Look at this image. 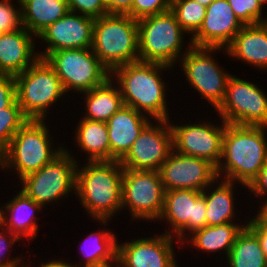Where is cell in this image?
<instances>
[{"instance_id": "32", "label": "cell", "mask_w": 267, "mask_h": 267, "mask_svg": "<svg viewBox=\"0 0 267 267\" xmlns=\"http://www.w3.org/2000/svg\"><path fill=\"white\" fill-rule=\"evenodd\" d=\"M28 120L17 100L10 107L0 110V154L9 146L14 134Z\"/></svg>"}, {"instance_id": "9", "label": "cell", "mask_w": 267, "mask_h": 267, "mask_svg": "<svg viewBox=\"0 0 267 267\" xmlns=\"http://www.w3.org/2000/svg\"><path fill=\"white\" fill-rule=\"evenodd\" d=\"M77 161L67 149L51 163L21 179L22 192L42 207L68 195L76 185Z\"/></svg>"}, {"instance_id": "39", "label": "cell", "mask_w": 267, "mask_h": 267, "mask_svg": "<svg viewBox=\"0 0 267 267\" xmlns=\"http://www.w3.org/2000/svg\"><path fill=\"white\" fill-rule=\"evenodd\" d=\"M246 226L257 236L261 248L267 257V217L259 212L256 216L246 223Z\"/></svg>"}, {"instance_id": "6", "label": "cell", "mask_w": 267, "mask_h": 267, "mask_svg": "<svg viewBox=\"0 0 267 267\" xmlns=\"http://www.w3.org/2000/svg\"><path fill=\"white\" fill-rule=\"evenodd\" d=\"M139 60L165 64L170 67L180 57L185 31L175 14L166 12L137 20Z\"/></svg>"}, {"instance_id": "7", "label": "cell", "mask_w": 267, "mask_h": 267, "mask_svg": "<svg viewBox=\"0 0 267 267\" xmlns=\"http://www.w3.org/2000/svg\"><path fill=\"white\" fill-rule=\"evenodd\" d=\"M14 78L17 102L28 119L45 120L47 108L66 94L59 77L45 59L39 58Z\"/></svg>"}, {"instance_id": "47", "label": "cell", "mask_w": 267, "mask_h": 267, "mask_svg": "<svg viewBox=\"0 0 267 267\" xmlns=\"http://www.w3.org/2000/svg\"><path fill=\"white\" fill-rule=\"evenodd\" d=\"M100 267H111V264H107V265L100 266Z\"/></svg>"}, {"instance_id": "38", "label": "cell", "mask_w": 267, "mask_h": 267, "mask_svg": "<svg viewBox=\"0 0 267 267\" xmlns=\"http://www.w3.org/2000/svg\"><path fill=\"white\" fill-rule=\"evenodd\" d=\"M1 230L2 229L0 228V267H20V265L22 267H25L20 262L22 257H20V258L17 257L15 259L11 258L10 260L9 259L3 260L4 257L6 258L5 252H7V250L9 251V248H12V245H14L16 243V241L20 240V237L14 233H9V231H8L7 233L10 235V238H9V240H7L8 238H6V234L3 235V232Z\"/></svg>"}, {"instance_id": "19", "label": "cell", "mask_w": 267, "mask_h": 267, "mask_svg": "<svg viewBox=\"0 0 267 267\" xmlns=\"http://www.w3.org/2000/svg\"><path fill=\"white\" fill-rule=\"evenodd\" d=\"M243 26L227 0H214L207 6L202 26L190 43L196 47L225 49Z\"/></svg>"}, {"instance_id": "1", "label": "cell", "mask_w": 267, "mask_h": 267, "mask_svg": "<svg viewBox=\"0 0 267 267\" xmlns=\"http://www.w3.org/2000/svg\"><path fill=\"white\" fill-rule=\"evenodd\" d=\"M265 128L267 127L226 123L221 160L217 166L219 179L225 171L224 180L238 181L243 187L251 183L267 162Z\"/></svg>"}, {"instance_id": "45", "label": "cell", "mask_w": 267, "mask_h": 267, "mask_svg": "<svg viewBox=\"0 0 267 267\" xmlns=\"http://www.w3.org/2000/svg\"><path fill=\"white\" fill-rule=\"evenodd\" d=\"M262 213L267 217V207L262 211Z\"/></svg>"}, {"instance_id": "28", "label": "cell", "mask_w": 267, "mask_h": 267, "mask_svg": "<svg viewBox=\"0 0 267 267\" xmlns=\"http://www.w3.org/2000/svg\"><path fill=\"white\" fill-rule=\"evenodd\" d=\"M230 267H267V257L257 236L245 226L226 256Z\"/></svg>"}, {"instance_id": "5", "label": "cell", "mask_w": 267, "mask_h": 267, "mask_svg": "<svg viewBox=\"0 0 267 267\" xmlns=\"http://www.w3.org/2000/svg\"><path fill=\"white\" fill-rule=\"evenodd\" d=\"M45 124L44 120L29 119L0 154V166L15 169L22 179L59 156L65 148L59 146L57 150H53Z\"/></svg>"}, {"instance_id": "21", "label": "cell", "mask_w": 267, "mask_h": 267, "mask_svg": "<svg viewBox=\"0 0 267 267\" xmlns=\"http://www.w3.org/2000/svg\"><path fill=\"white\" fill-rule=\"evenodd\" d=\"M149 122L148 115L145 113L123 105L106 122L110 142V160L120 161Z\"/></svg>"}, {"instance_id": "22", "label": "cell", "mask_w": 267, "mask_h": 267, "mask_svg": "<svg viewBox=\"0 0 267 267\" xmlns=\"http://www.w3.org/2000/svg\"><path fill=\"white\" fill-rule=\"evenodd\" d=\"M225 49L229 56L267 70L266 25H244Z\"/></svg>"}, {"instance_id": "40", "label": "cell", "mask_w": 267, "mask_h": 267, "mask_svg": "<svg viewBox=\"0 0 267 267\" xmlns=\"http://www.w3.org/2000/svg\"><path fill=\"white\" fill-rule=\"evenodd\" d=\"M250 192L254 193L256 196H264L267 195V162L265 165L259 170L257 176L251 181V183L247 186ZM266 201V202H265ZM264 201V205H262L259 212H262L267 207V199Z\"/></svg>"}, {"instance_id": "33", "label": "cell", "mask_w": 267, "mask_h": 267, "mask_svg": "<svg viewBox=\"0 0 267 267\" xmlns=\"http://www.w3.org/2000/svg\"><path fill=\"white\" fill-rule=\"evenodd\" d=\"M235 16L243 25L264 23L262 3L259 0H227Z\"/></svg>"}, {"instance_id": "24", "label": "cell", "mask_w": 267, "mask_h": 267, "mask_svg": "<svg viewBox=\"0 0 267 267\" xmlns=\"http://www.w3.org/2000/svg\"><path fill=\"white\" fill-rule=\"evenodd\" d=\"M22 24L36 37L68 11L66 0H21Z\"/></svg>"}, {"instance_id": "30", "label": "cell", "mask_w": 267, "mask_h": 267, "mask_svg": "<svg viewBox=\"0 0 267 267\" xmlns=\"http://www.w3.org/2000/svg\"><path fill=\"white\" fill-rule=\"evenodd\" d=\"M87 238V240L94 239L91 241L93 242L91 248L90 245L89 248L86 245L81 250L86 258L83 267H100L112 262L117 263L118 241L112 232L101 230L98 233L89 234Z\"/></svg>"}, {"instance_id": "17", "label": "cell", "mask_w": 267, "mask_h": 267, "mask_svg": "<svg viewBox=\"0 0 267 267\" xmlns=\"http://www.w3.org/2000/svg\"><path fill=\"white\" fill-rule=\"evenodd\" d=\"M94 21V18L68 11L38 35L48 43L46 51L39 53V57L45 59L58 50L91 48Z\"/></svg>"}, {"instance_id": "34", "label": "cell", "mask_w": 267, "mask_h": 267, "mask_svg": "<svg viewBox=\"0 0 267 267\" xmlns=\"http://www.w3.org/2000/svg\"><path fill=\"white\" fill-rule=\"evenodd\" d=\"M171 3L172 0H133L131 10L127 14L138 20L170 10Z\"/></svg>"}, {"instance_id": "48", "label": "cell", "mask_w": 267, "mask_h": 267, "mask_svg": "<svg viewBox=\"0 0 267 267\" xmlns=\"http://www.w3.org/2000/svg\"><path fill=\"white\" fill-rule=\"evenodd\" d=\"M264 24H265L266 27H267V17H266V19L264 20Z\"/></svg>"}, {"instance_id": "3", "label": "cell", "mask_w": 267, "mask_h": 267, "mask_svg": "<svg viewBox=\"0 0 267 267\" xmlns=\"http://www.w3.org/2000/svg\"><path fill=\"white\" fill-rule=\"evenodd\" d=\"M167 68L170 66L140 60L115 68L111 75L116 77L124 105L145 112L155 120H169L165 82L160 78V70Z\"/></svg>"}, {"instance_id": "37", "label": "cell", "mask_w": 267, "mask_h": 267, "mask_svg": "<svg viewBox=\"0 0 267 267\" xmlns=\"http://www.w3.org/2000/svg\"><path fill=\"white\" fill-rule=\"evenodd\" d=\"M16 98V82L13 76L0 75V110L10 107Z\"/></svg>"}, {"instance_id": "26", "label": "cell", "mask_w": 267, "mask_h": 267, "mask_svg": "<svg viewBox=\"0 0 267 267\" xmlns=\"http://www.w3.org/2000/svg\"><path fill=\"white\" fill-rule=\"evenodd\" d=\"M75 141L88 153V161H109L110 142L106 122L81 119L76 126Z\"/></svg>"}, {"instance_id": "41", "label": "cell", "mask_w": 267, "mask_h": 267, "mask_svg": "<svg viewBox=\"0 0 267 267\" xmlns=\"http://www.w3.org/2000/svg\"><path fill=\"white\" fill-rule=\"evenodd\" d=\"M108 14H127L133 0H104Z\"/></svg>"}, {"instance_id": "2", "label": "cell", "mask_w": 267, "mask_h": 267, "mask_svg": "<svg viewBox=\"0 0 267 267\" xmlns=\"http://www.w3.org/2000/svg\"><path fill=\"white\" fill-rule=\"evenodd\" d=\"M76 168L75 194L94 219L106 224L116 211L122 210V177L120 161H88Z\"/></svg>"}, {"instance_id": "25", "label": "cell", "mask_w": 267, "mask_h": 267, "mask_svg": "<svg viewBox=\"0 0 267 267\" xmlns=\"http://www.w3.org/2000/svg\"><path fill=\"white\" fill-rule=\"evenodd\" d=\"M112 79L111 76L103 84L84 92L87 113L83 118L107 122L124 105L119 86L115 87Z\"/></svg>"}, {"instance_id": "31", "label": "cell", "mask_w": 267, "mask_h": 267, "mask_svg": "<svg viewBox=\"0 0 267 267\" xmlns=\"http://www.w3.org/2000/svg\"><path fill=\"white\" fill-rule=\"evenodd\" d=\"M206 9L194 0H172L170 10L175 14L180 27L193 37L202 26Z\"/></svg>"}, {"instance_id": "11", "label": "cell", "mask_w": 267, "mask_h": 267, "mask_svg": "<svg viewBox=\"0 0 267 267\" xmlns=\"http://www.w3.org/2000/svg\"><path fill=\"white\" fill-rule=\"evenodd\" d=\"M253 82L231 75L226 94L216 109L228 124L267 127V96Z\"/></svg>"}, {"instance_id": "27", "label": "cell", "mask_w": 267, "mask_h": 267, "mask_svg": "<svg viewBox=\"0 0 267 267\" xmlns=\"http://www.w3.org/2000/svg\"><path fill=\"white\" fill-rule=\"evenodd\" d=\"M244 227V224L238 225L232 222L215 226L206 225L192 233L191 244L204 252H216L223 249L228 255L237 235Z\"/></svg>"}, {"instance_id": "8", "label": "cell", "mask_w": 267, "mask_h": 267, "mask_svg": "<svg viewBox=\"0 0 267 267\" xmlns=\"http://www.w3.org/2000/svg\"><path fill=\"white\" fill-rule=\"evenodd\" d=\"M45 60L54 69L66 93L71 89L78 93L90 91L111 77V72L91 48L54 51Z\"/></svg>"}, {"instance_id": "20", "label": "cell", "mask_w": 267, "mask_h": 267, "mask_svg": "<svg viewBox=\"0 0 267 267\" xmlns=\"http://www.w3.org/2000/svg\"><path fill=\"white\" fill-rule=\"evenodd\" d=\"M31 36L25 27L0 35V75L15 77L40 58Z\"/></svg>"}, {"instance_id": "16", "label": "cell", "mask_w": 267, "mask_h": 267, "mask_svg": "<svg viewBox=\"0 0 267 267\" xmlns=\"http://www.w3.org/2000/svg\"><path fill=\"white\" fill-rule=\"evenodd\" d=\"M221 127L205 122L199 124L172 125L173 150L179 154L193 156L210 161L216 167L222 155V141L226 122Z\"/></svg>"}, {"instance_id": "12", "label": "cell", "mask_w": 267, "mask_h": 267, "mask_svg": "<svg viewBox=\"0 0 267 267\" xmlns=\"http://www.w3.org/2000/svg\"><path fill=\"white\" fill-rule=\"evenodd\" d=\"M220 49L222 50L218 47H196L189 43L187 51L181 55L183 62L180 61L190 85L215 109L224 100L227 82L231 76L222 71L212 54H209Z\"/></svg>"}, {"instance_id": "29", "label": "cell", "mask_w": 267, "mask_h": 267, "mask_svg": "<svg viewBox=\"0 0 267 267\" xmlns=\"http://www.w3.org/2000/svg\"><path fill=\"white\" fill-rule=\"evenodd\" d=\"M235 183L228 180L222 182L213 189V192L207 193V188L202 191L206 200V220L207 226L222 225L233 222L234 196L233 189ZM207 193V194H206Z\"/></svg>"}, {"instance_id": "35", "label": "cell", "mask_w": 267, "mask_h": 267, "mask_svg": "<svg viewBox=\"0 0 267 267\" xmlns=\"http://www.w3.org/2000/svg\"><path fill=\"white\" fill-rule=\"evenodd\" d=\"M19 8L12 6L11 0L0 1V30L12 32L23 27L21 2L18 1ZM19 9V10H18Z\"/></svg>"}, {"instance_id": "36", "label": "cell", "mask_w": 267, "mask_h": 267, "mask_svg": "<svg viewBox=\"0 0 267 267\" xmlns=\"http://www.w3.org/2000/svg\"><path fill=\"white\" fill-rule=\"evenodd\" d=\"M69 11L94 19L107 15L104 0H66ZM78 11V12H77Z\"/></svg>"}, {"instance_id": "10", "label": "cell", "mask_w": 267, "mask_h": 267, "mask_svg": "<svg viewBox=\"0 0 267 267\" xmlns=\"http://www.w3.org/2000/svg\"><path fill=\"white\" fill-rule=\"evenodd\" d=\"M122 208L129 207L134 219H159L165 199V188L159 171L124 169Z\"/></svg>"}, {"instance_id": "4", "label": "cell", "mask_w": 267, "mask_h": 267, "mask_svg": "<svg viewBox=\"0 0 267 267\" xmlns=\"http://www.w3.org/2000/svg\"><path fill=\"white\" fill-rule=\"evenodd\" d=\"M91 49L110 72L138 61L137 20L128 14H107L95 19Z\"/></svg>"}, {"instance_id": "13", "label": "cell", "mask_w": 267, "mask_h": 267, "mask_svg": "<svg viewBox=\"0 0 267 267\" xmlns=\"http://www.w3.org/2000/svg\"><path fill=\"white\" fill-rule=\"evenodd\" d=\"M151 121L143 128L127 154L120 160L124 169L159 171L173 150L169 120Z\"/></svg>"}, {"instance_id": "43", "label": "cell", "mask_w": 267, "mask_h": 267, "mask_svg": "<svg viewBox=\"0 0 267 267\" xmlns=\"http://www.w3.org/2000/svg\"><path fill=\"white\" fill-rule=\"evenodd\" d=\"M195 2L207 7L209 6L214 0H194Z\"/></svg>"}, {"instance_id": "46", "label": "cell", "mask_w": 267, "mask_h": 267, "mask_svg": "<svg viewBox=\"0 0 267 267\" xmlns=\"http://www.w3.org/2000/svg\"><path fill=\"white\" fill-rule=\"evenodd\" d=\"M261 3H262V5H264V3H267V0H259Z\"/></svg>"}, {"instance_id": "15", "label": "cell", "mask_w": 267, "mask_h": 267, "mask_svg": "<svg viewBox=\"0 0 267 267\" xmlns=\"http://www.w3.org/2000/svg\"><path fill=\"white\" fill-rule=\"evenodd\" d=\"M160 219L167 220L172 230L167 232L178 237L184 245V232L193 233L207 225L206 200L202 191L191 189L165 191L164 207ZM174 230V231H173ZM173 232H175L173 234Z\"/></svg>"}, {"instance_id": "18", "label": "cell", "mask_w": 267, "mask_h": 267, "mask_svg": "<svg viewBox=\"0 0 267 267\" xmlns=\"http://www.w3.org/2000/svg\"><path fill=\"white\" fill-rule=\"evenodd\" d=\"M173 237L165 233L118 244L117 263L121 267H178Z\"/></svg>"}, {"instance_id": "23", "label": "cell", "mask_w": 267, "mask_h": 267, "mask_svg": "<svg viewBox=\"0 0 267 267\" xmlns=\"http://www.w3.org/2000/svg\"><path fill=\"white\" fill-rule=\"evenodd\" d=\"M42 206L20 191L12 200L4 205L3 230L16 234L17 236L33 239L36 237L38 224L35 221V211L42 210ZM37 209V210H36ZM10 216L9 218H7ZM5 228V229H4Z\"/></svg>"}, {"instance_id": "42", "label": "cell", "mask_w": 267, "mask_h": 267, "mask_svg": "<svg viewBox=\"0 0 267 267\" xmlns=\"http://www.w3.org/2000/svg\"><path fill=\"white\" fill-rule=\"evenodd\" d=\"M41 267H77V265L75 266V265H70V263H68V262H64V261H59V260H53V261H51V262H47V263H42V265H40ZM81 267L82 265H78V267ZM25 267H30L29 265L27 266V265H25Z\"/></svg>"}, {"instance_id": "14", "label": "cell", "mask_w": 267, "mask_h": 267, "mask_svg": "<svg viewBox=\"0 0 267 267\" xmlns=\"http://www.w3.org/2000/svg\"><path fill=\"white\" fill-rule=\"evenodd\" d=\"M159 173L165 191L191 189L203 191L218 182L217 167L210 161L172 150Z\"/></svg>"}, {"instance_id": "44", "label": "cell", "mask_w": 267, "mask_h": 267, "mask_svg": "<svg viewBox=\"0 0 267 267\" xmlns=\"http://www.w3.org/2000/svg\"><path fill=\"white\" fill-rule=\"evenodd\" d=\"M4 207L0 208V228L4 226Z\"/></svg>"}]
</instances>
